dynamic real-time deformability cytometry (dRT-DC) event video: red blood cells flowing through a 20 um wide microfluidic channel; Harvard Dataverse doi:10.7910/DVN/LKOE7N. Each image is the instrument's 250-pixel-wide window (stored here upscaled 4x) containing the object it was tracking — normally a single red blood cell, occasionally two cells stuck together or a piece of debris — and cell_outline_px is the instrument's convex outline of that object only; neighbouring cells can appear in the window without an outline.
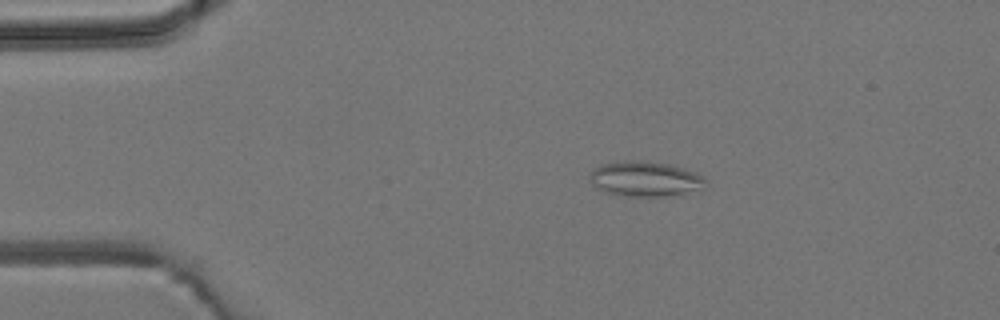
{"species": "common noctule bat (a hibernating species)", "species_latin": "Nyctalus noctula", "temperature_condition": "room temperature", "stored_images_in_passage": 6, "camera_frame_rate_fps": 3000, "um_per_image_px": 0.085, "animal": {"sex": "male", "body_mass_g": 19.2, "forearm_length_mm": 51.8}, "frame": {"image": 1, "passage_image": 3, "time_ms": 2.333, "image_size_px": [1000, 320], "cell_outline_px": [[708, 180], [704, 188], [684, 196], [628, 196], [604, 192], [592, 184], [592, 168], [604, 164], [628, 160], [640, 160], [668, 164], [684, 168], [704, 176]], "centroid_in_image_um": [54.95, 15.23], "position_along_channel_um": 30.1, "area_um2": 23.99}}